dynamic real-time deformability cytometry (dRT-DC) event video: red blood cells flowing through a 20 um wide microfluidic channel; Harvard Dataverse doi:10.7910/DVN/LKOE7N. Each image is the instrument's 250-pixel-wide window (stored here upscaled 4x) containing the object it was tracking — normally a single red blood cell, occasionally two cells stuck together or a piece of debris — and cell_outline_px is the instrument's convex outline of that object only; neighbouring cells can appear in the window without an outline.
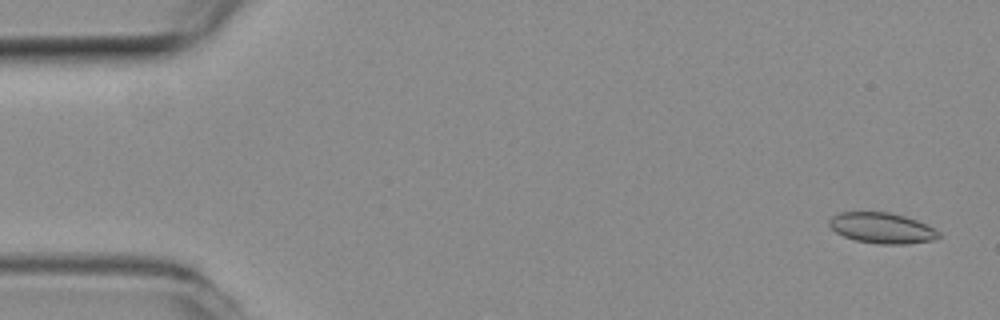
{"species": "common noctule bat (a hibernating species)", "species_latin": "Nyctalus noctula", "temperature_condition": "room temperature", "stored_images_in_passage": 54, "camera_frame_rate_fps": 3000, "um_per_image_px": 0.085, "animal": {"sex": "female", "body_mass_g": 19.3, "forearm_length_mm": 54.1}, "frame": {"image": 1, "passage_image": 2, "time_ms": 0.333, "image_size_px": [1000, 320], "cell_outline_px": [[940, 236], [932, 240], [908, 244], [880, 244], [856, 240], [844, 236], [836, 232], [828, 224], [828, 220], [832, 216], [840, 212], [888, 212], [904, 216], [916, 220], [940, 232]], "centroid_in_image_um": [74.94, 19.38], "position_along_channel_um": 10.1, "area_um2": 19.36}}
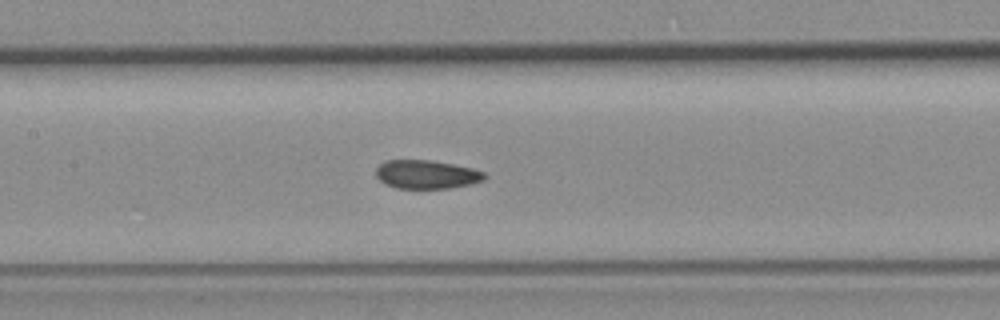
{"frame": {"image": 2, "passage_image": 25, "time_ms": 8.0, "image_size_px": [1000, 320], "cell_outline_px": [[488, 176], [484, 180], [472, 184], [448, 188], [396, 188], [384, 184], [376, 176], [376, 168], [380, 164], [388, 160], [432, 160], [472, 168], [484, 172]], "centroid_in_image_um": [36.27, 14.83], "position_along_channel_um": 171.1, "area_um2": 18.15}}
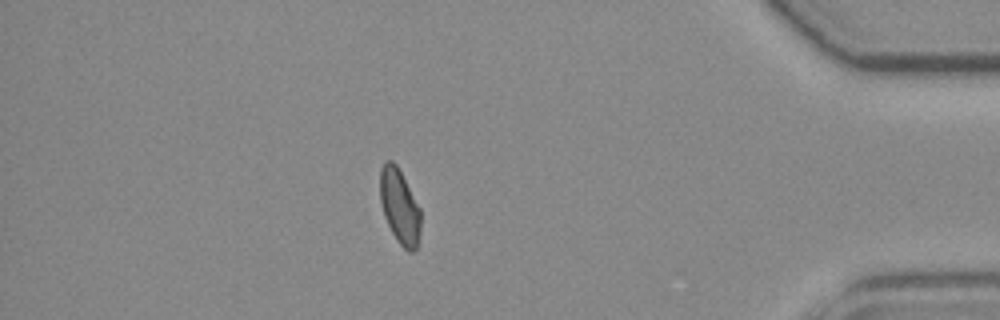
{"frame": {"image": 3, "passage_image": 47, "time_ms": 15.333, "image_size_px": [1000, 320], "cell_outline_px": [[420, 232], [416, 248], [412, 252], [408, 252], [400, 244], [392, 232], [384, 216], [380, 200], [380, 168], [384, 160], [392, 160], [396, 164], [420, 208]], "centroid_in_image_um": [33.95, 17.53], "position_along_channel_um": 401.2, "area_um2": 17.57}, "authors_computed_cell_mechanics": {"area_um2": 18.6116, "velocity_mm_per_s": 3.7608, "shape_relaxation_time_tau1_ms": 10.5296, "shape_relaxation_time_tau2_ms": 2.6165, "deformation_change_tau1": 0.138, "deformation_change_tau2": 0.0517}}